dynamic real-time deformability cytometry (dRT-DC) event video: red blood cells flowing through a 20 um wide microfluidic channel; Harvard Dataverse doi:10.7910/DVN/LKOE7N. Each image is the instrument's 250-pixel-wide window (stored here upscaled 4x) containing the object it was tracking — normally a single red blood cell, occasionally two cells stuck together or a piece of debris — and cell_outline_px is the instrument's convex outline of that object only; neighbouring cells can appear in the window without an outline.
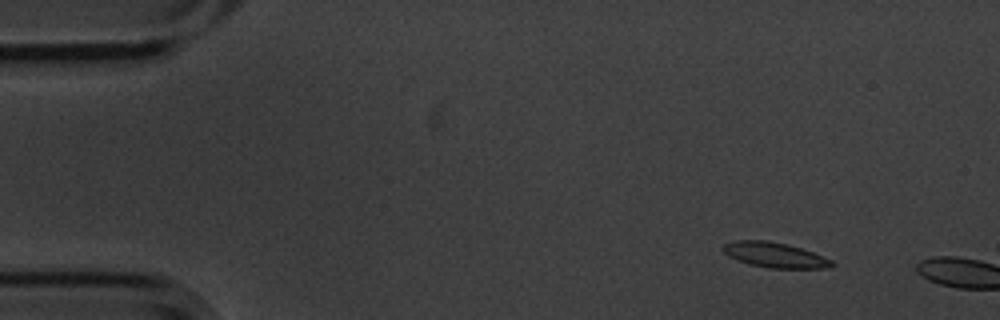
{"species": "common noctule bat (a hibernating species)", "species_latin": "Nyctalus noctula", "temperature_condition": "cold", "stored_images_in_passage": 2, "camera_frame_rate_fps": 3000, "um_per_image_px": 0.085, "animal": {"sex": "male", "body_mass_g": 20.1, "forearm_length_mm": 53.5}, "frame": {"image": 1, "passage_image": 1, "time_ms": 0.0, "image_size_px": [1000, 320], "cell_outline_px": [[836, 264], [824, 268], [768, 268], [748, 264], [728, 256], [720, 248], [724, 244], [736, 240], [768, 240], [788, 244], [812, 252], [832, 260]], "centroid_in_image_um": [65.81, 21.67], "position_along_channel_um": 19.2, "area_um2": 15.95}}